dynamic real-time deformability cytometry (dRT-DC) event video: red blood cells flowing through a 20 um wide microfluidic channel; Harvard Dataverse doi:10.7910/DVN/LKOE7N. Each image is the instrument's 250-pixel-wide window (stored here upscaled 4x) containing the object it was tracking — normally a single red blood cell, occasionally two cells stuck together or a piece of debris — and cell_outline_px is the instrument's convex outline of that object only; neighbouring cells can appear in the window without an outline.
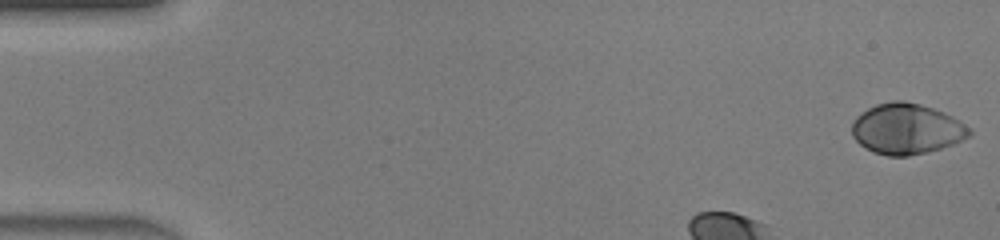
{"species": "human", "species_latin": "Homo sapiens", "temperature_condition": "warm", "stored_images_in_passage": 34, "camera_frame_rate_fps": 3000, "um_per_image_px": 0.085, "donor": {"sex": "male"}, "frame": {"image": 1, "passage_image": 1, "time_ms": 0.0, "image_size_px": [1000, 240], "cell_outline_px": [[972, 136], [952, 144], [940, 148], [908, 156], [888, 156], [872, 152], [864, 148], [852, 136], [852, 124], [856, 116], [860, 112], [876, 104], [892, 100], [904, 100], [920, 104], [944, 112], [952, 116], [972, 128]], "centroid_in_image_um": [77.05, 10.95], "position_along_channel_um": 7.9, "area_um2": 34.91}}
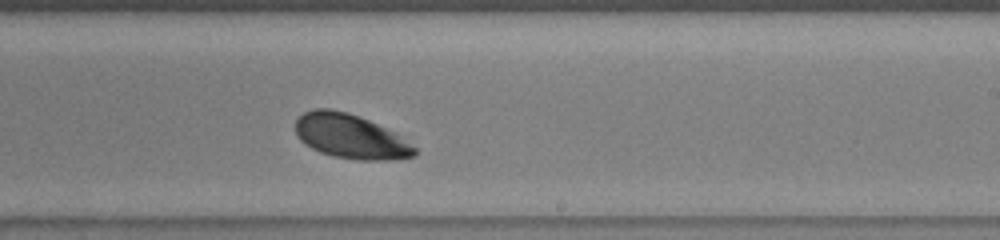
{"frame": {"image": 2, "passage_image": 24, "time_ms": 7.667, "image_size_px": [1000, 240], "cell_outline_px": [[416, 156], [392, 160], [360, 160], [332, 156], [320, 152], [304, 144], [300, 140], [296, 132], [296, 120], [304, 112], [312, 108], [332, 108], [348, 112], [360, 116], [400, 136], [416, 148]], "centroid_in_image_um": [29.76, 11.59], "position_along_channel_um": 259.2, "area_um2": 30.75}}
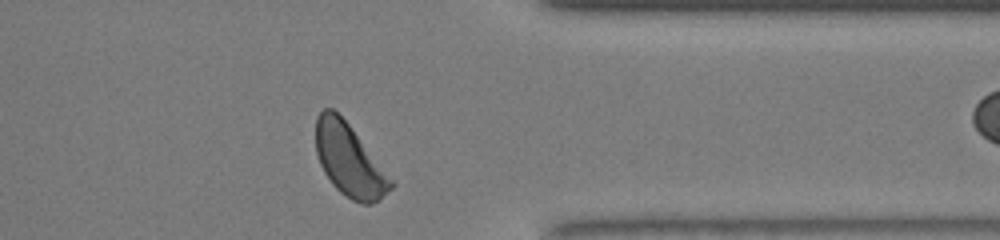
{"frame": {"image": 3, "passage_image": 33, "time_ms": 10.667, "image_size_px": [1000, 240], "cell_outline_px": [[396, 184], [380, 200], [372, 204], [360, 204], [352, 200], [340, 192], [332, 184], [324, 172], [320, 164], [316, 152], [316, 116], [324, 108], [332, 108], [348, 124]], "centroid_in_image_um": [29.68, 13.66], "position_along_channel_um": 381.7, "area_um2": 31.27}, "authors_computed_cell_mechanics": {"area_um2": 31.4432, "velocity_mm_per_s": 4.3743, "shape_relaxation_time_tau1_ms": 1.3438, "shape_relaxation_time_tau2_ms": null, "deformation_change_tau1": 0.0881, "deformation_change_tau2": null}}